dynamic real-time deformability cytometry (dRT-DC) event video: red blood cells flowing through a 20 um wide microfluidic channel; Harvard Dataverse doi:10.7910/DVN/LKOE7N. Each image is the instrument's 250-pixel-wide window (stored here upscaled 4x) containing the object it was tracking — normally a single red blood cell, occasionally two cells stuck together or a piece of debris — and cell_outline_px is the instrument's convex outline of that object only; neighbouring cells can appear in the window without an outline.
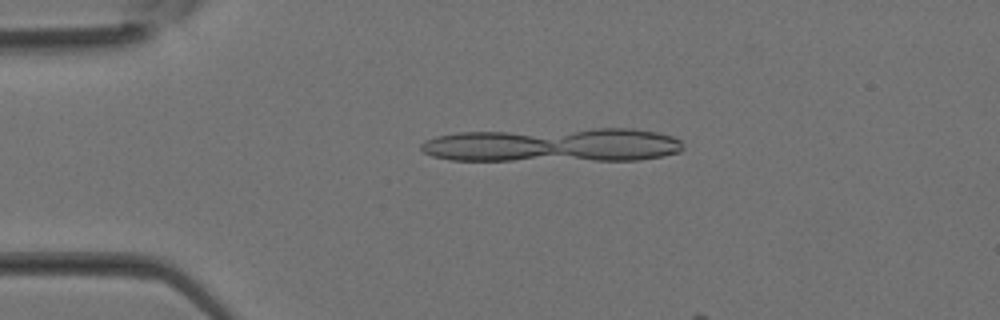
{"species": "Egyptian fruit bat (a non-hibernating species)", "species_latin": "Rousettus aegyptiacus", "temperature_condition": "room temperature", "stored_images_in_passage": 4, "camera_frame_rate_fps": 3000, "um_per_image_px": 0.085, "animal": {"sex": "female"}, "frame": {"image": 1, "passage_image": 3, "time_ms": 0.667, "image_size_px": [1000, 320], "cell_outline_px": [[544, 152], [524, 156], [496, 160], [468, 160], [444, 156], [452, 136], [520, 136], [536, 140]], "centroid_in_image_um": [41.77, 12.54], "position_along_channel_um": 43.2, "area_um2": 14.33}}